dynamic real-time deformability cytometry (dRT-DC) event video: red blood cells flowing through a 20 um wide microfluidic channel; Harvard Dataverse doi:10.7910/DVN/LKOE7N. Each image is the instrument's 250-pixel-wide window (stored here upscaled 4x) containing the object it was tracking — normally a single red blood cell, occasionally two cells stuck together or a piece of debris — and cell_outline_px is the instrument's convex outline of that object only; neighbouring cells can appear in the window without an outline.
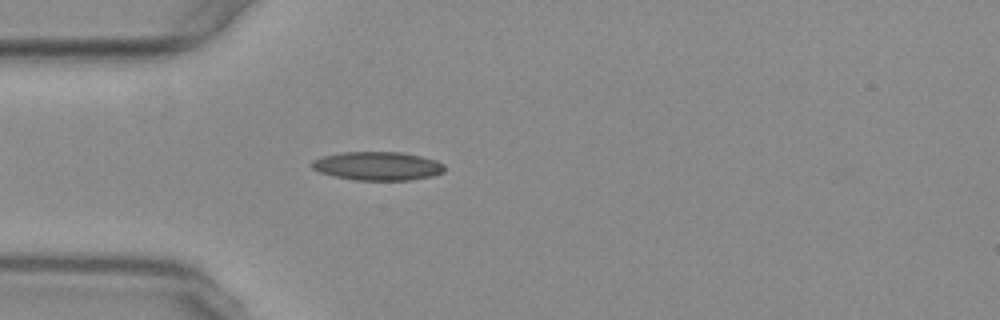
{"species": "common noctule bat (a hibernating species)", "species_latin": "Nyctalus noctula", "temperature_condition": "warm", "stored_images_in_passage": 53, "camera_frame_rate_fps": 3000, "um_per_image_px": 0.085, "animal": {"sex": "female", "body_mass_g": 29.2, "forearm_length_mm": 56.3}, "frame": {"image": 1, "passage_image": 14, "time_ms": 4.333, "image_size_px": [1000, 320], "cell_outline_px": [[444, 172], [432, 176], [412, 180], [356, 180], [332, 176], [320, 172], [312, 168], [308, 164], [312, 160], [320, 156], [344, 152], [400, 152], [420, 156], [436, 160], [444, 164]], "centroid_in_image_um": [32.06, 14.11], "position_along_channel_um": 52.9, "area_um2": 22.31}}
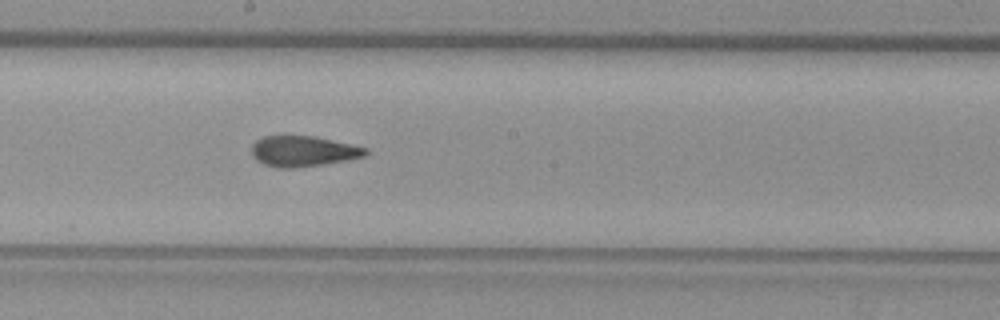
{"frame": {"image": 2, "passage_image": 28, "time_ms": 9.0, "image_size_px": [1000, 320], "cell_outline_px": [[368, 152], [364, 156], [324, 164], [296, 168], [276, 168], [264, 164], [256, 160], [252, 156], [252, 144], [256, 140], [264, 136], [316, 136], [352, 144], [368, 148]], "centroid_in_image_um": [25.75, 12.85], "position_along_channel_um": 222.4, "area_um2": 20.4}}
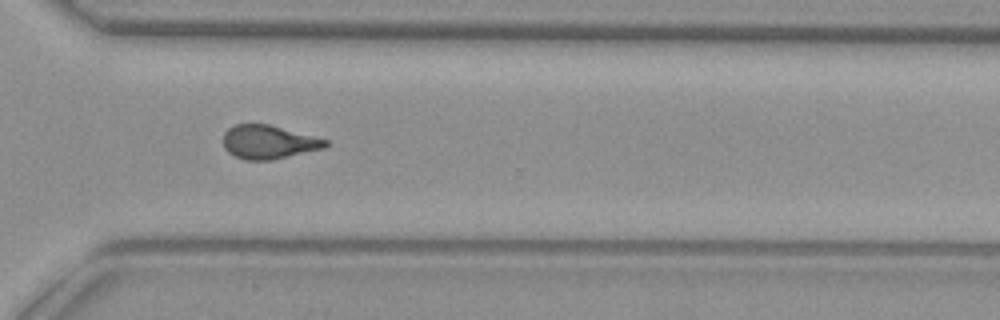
{"frame": {"image": 3, "passage_image": 38, "time_ms": 12.333, "image_size_px": [1000, 320], "cell_outline_px": [[328, 144], [324, 148], [272, 160], [244, 160], [228, 152], [224, 148], [224, 132], [228, 128], [236, 124], [268, 124], [328, 140]], "centroid_in_image_um": [22.81, 12.08], "position_along_channel_um": 347.8, "area_um2": 19.88}, "authors_computed_cell_mechanics": {"area_um2": 20.2878, "velocity_mm_per_s": 3.7695, "shape_relaxation_time_tau1_ms": null, "shape_relaxation_time_tau2_ms": 2.3088, "deformation_change_tau1": null, "deformation_change_tau2": 0.1138}}